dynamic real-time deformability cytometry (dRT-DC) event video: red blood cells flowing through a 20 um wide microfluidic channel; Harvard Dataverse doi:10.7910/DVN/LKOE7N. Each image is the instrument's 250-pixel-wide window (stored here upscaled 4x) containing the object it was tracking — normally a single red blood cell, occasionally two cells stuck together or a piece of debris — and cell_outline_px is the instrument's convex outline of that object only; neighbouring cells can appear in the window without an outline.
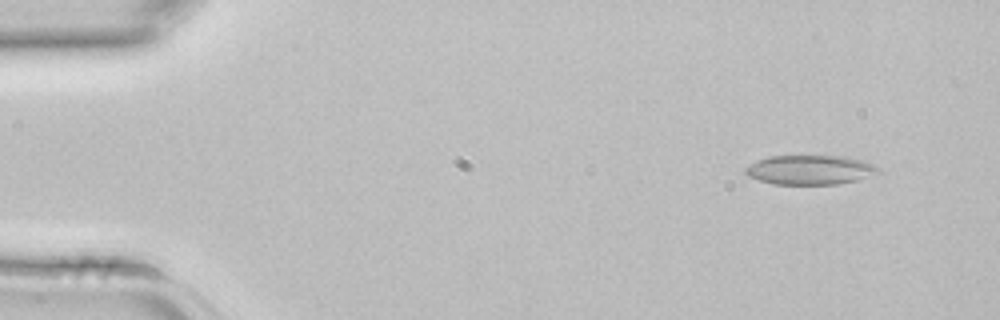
{"species": "common noctule bat (a hibernating species)", "species_latin": "Nyctalus noctula", "temperature_condition": "room temperature", "stored_images_in_passage": 3, "segment_of_instrument_passage": [2, 2], "camera_frame_rate_fps": 3000, "um_per_image_px": 0.085, "animal": {"sex": "female", "body_mass_g": 22.7, "forearm_length_mm": 54.2}, "frame": {"image": 1, "passage_image": 3, "time_ms": 0.667, "image_size_px": [1000, 320], "cell_outline_px": [[880, 172], [856, 180], [840, 184], [772, 184], [748, 176], [744, 172], [744, 168], [748, 164], [756, 160], [768, 156], [844, 156], [864, 160], [880, 168]], "centroid_in_image_um": [68.83, 14.43], "position_along_channel_um": 16.2, "area_um2": 22.89}}